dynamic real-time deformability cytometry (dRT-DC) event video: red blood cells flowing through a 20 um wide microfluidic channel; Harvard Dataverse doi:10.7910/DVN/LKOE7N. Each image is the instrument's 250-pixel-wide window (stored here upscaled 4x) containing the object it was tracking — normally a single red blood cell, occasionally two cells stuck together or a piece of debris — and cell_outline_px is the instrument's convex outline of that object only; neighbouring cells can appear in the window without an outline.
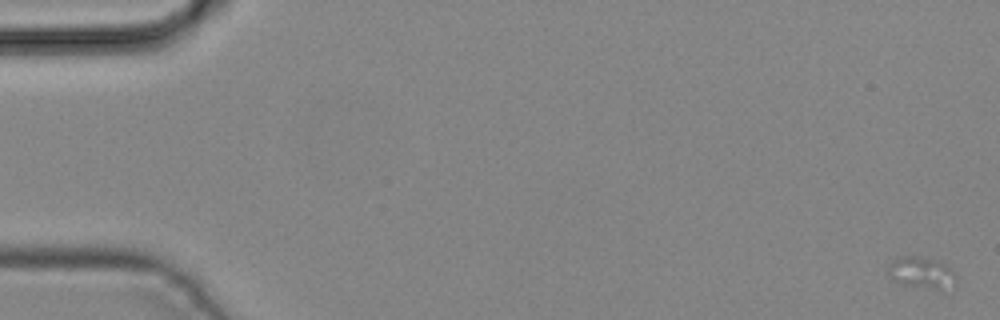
{"species": "common noctule bat (a hibernating species)", "species_latin": "Nyctalus noctula", "temperature_condition": "cold", "stored_images_in_passage": 6, "camera_frame_rate_fps": 3000, "um_per_image_px": 0.085, "animal": {"sex": "male", "body_mass_g": 19.2, "forearm_length_mm": 51.8}, "frame": {"image": 1, "passage_image": 1, "time_ms": 0.0, "image_size_px": [1000, 320], "cell_outline_px": [[952, 276], [940, 288], [936, 288], [904, 284], [892, 280], [888, 276], [888, 264], [896, 256], [908, 256], [936, 260], [952, 268]], "centroid_in_image_um": [78.12, 23.1], "position_along_channel_um": 6.9, "area_um2": 11.44}}